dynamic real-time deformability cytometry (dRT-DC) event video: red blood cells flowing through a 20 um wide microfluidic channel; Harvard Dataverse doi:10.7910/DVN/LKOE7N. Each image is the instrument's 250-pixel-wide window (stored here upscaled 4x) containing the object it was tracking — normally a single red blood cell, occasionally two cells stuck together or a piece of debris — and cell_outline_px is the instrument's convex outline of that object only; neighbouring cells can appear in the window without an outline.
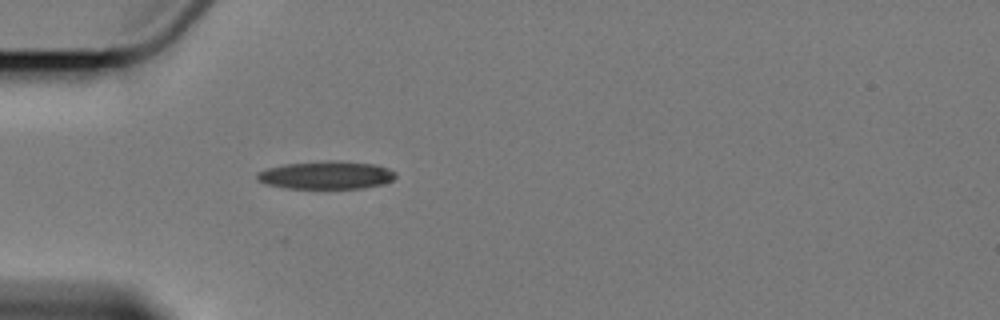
{"species": "Egyptian fruit bat (a non-hibernating species)", "species_latin": "Rousettus aegyptiacus", "temperature_condition": "cold", "stored_images_in_passage": 1, "camera_frame_rate_fps": 3000, "um_per_image_px": 0.085, "animal": {"sex": "female"}, "frame": {"image": 1, "passage_image": 1, "time_ms": 0.0, "image_size_px": [1000, 320], "cell_outline_px": [[396, 176], [392, 180], [380, 184], [360, 188], [288, 188], [264, 184], [256, 180], [256, 172], [268, 168], [284, 164], [328, 160], [336, 160], [376, 164], [388, 168], [396, 172]], "centroid_in_image_um": [27.7, 14.87], "position_along_channel_um": 57.3, "area_um2": 22.66}}